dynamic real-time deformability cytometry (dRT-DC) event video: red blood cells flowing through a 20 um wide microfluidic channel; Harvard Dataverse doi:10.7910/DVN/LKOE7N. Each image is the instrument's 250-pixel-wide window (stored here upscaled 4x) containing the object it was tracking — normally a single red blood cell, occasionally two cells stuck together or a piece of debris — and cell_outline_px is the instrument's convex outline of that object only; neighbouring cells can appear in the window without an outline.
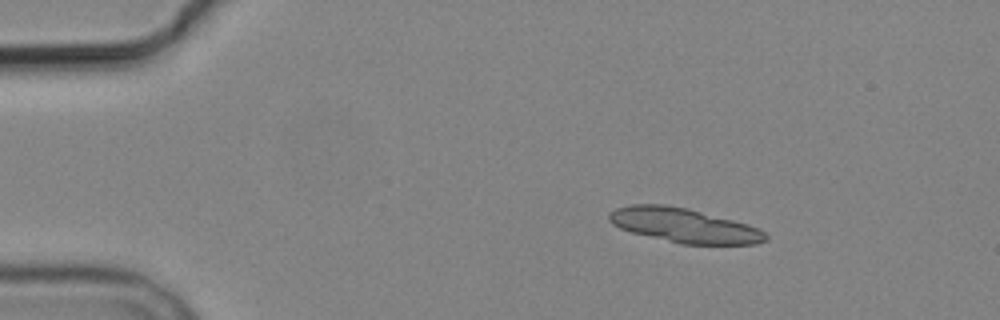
{"species": "common noctule bat (a hibernating species)", "species_latin": "Nyctalus noctula", "temperature_condition": "cold", "stored_images_in_passage": 7, "segment_of_instrument_passage": [1, 2], "camera_frame_rate_fps": 3000, "um_per_image_px": 0.085, "animal": {"sex": "male", "body_mass_g": 19.2, "forearm_length_mm": 51.8}, "frame": {"image": 1, "passage_image": 3, "time_ms": 2.333, "image_size_px": [1000, 320], "cell_outline_px": [[768, 240], [756, 244], [680, 244], [632, 232], [620, 228], [612, 224], [608, 220], [608, 212], [616, 208], [632, 204], [668, 204], [688, 208], [748, 224], [760, 228], [768, 236]], "centroid_in_image_um": [58.14, 19.15], "position_along_channel_um": 26.9, "area_um2": 31.5}}